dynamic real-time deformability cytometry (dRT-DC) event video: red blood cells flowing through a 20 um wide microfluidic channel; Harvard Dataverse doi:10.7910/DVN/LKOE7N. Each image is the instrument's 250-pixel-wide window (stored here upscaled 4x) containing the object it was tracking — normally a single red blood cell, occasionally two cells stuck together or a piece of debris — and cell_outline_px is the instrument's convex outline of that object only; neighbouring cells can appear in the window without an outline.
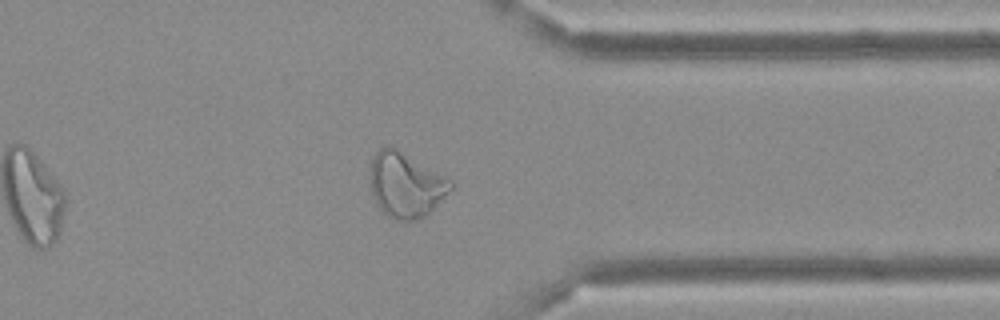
{"species": "Egyptian fruit bat (a non-hibernating species)", "species_latin": "Rousettus aegyptiacus", "temperature_condition": "cold", "stored_images_in_passage": 29, "camera_frame_rate_fps": 3000, "um_per_image_px": 0.085, "frame": {"image": 1, "passage_image": 25, "time_ms": 8.0, "image_size_px": [1000, 320], "cell_outline_px": [[456, 188], [424, 216], [416, 220], [396, 220], [388, 216], [376, 204], [372, 192], [368, 176], [368, 168], [372, 156], [384, 144], [388, 144], [396, 148], [452, 180], [456, 184]], "centroid_in_image_um": [34.48, 15.69], "position_along_channel_um": 376.9, "area_um2": 31.04}}